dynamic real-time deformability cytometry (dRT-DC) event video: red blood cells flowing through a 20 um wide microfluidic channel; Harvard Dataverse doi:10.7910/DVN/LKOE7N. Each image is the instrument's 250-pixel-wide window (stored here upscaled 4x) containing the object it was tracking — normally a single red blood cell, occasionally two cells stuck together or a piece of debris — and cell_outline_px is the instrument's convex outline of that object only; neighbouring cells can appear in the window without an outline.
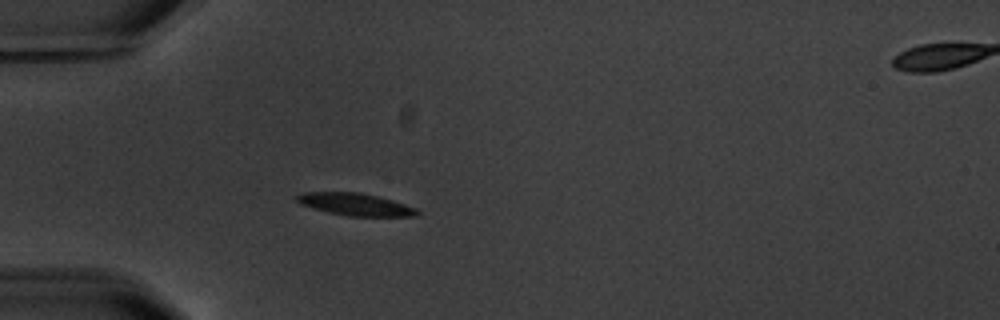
{"species": "common noctule bat (a hibernating species)", "species_latin": "Nyctalus noctula", "temperature_condition": "warm", "stored_images_in_passage": 6, "segment_of_instrument_passage": [1, 2], "camera_frame_rate_fps": 3000, "um_per_image_px": 0.085, "animal": {"sex": "male", "body_mass_g": 20.1, "forearm_length_mm": 53.5}, "frame": {"image": 1, "passage_image": 5, "time_ms": 4.667, "image_size_px": [1000, 320], "cell_outline_px": [[420, 212], [416, 216], [348, 216], [328, 212], [300, 204], [296, 200], [296, 196], [304, 192], [360, 192], [392, 200], [416, 208]], "centroid_in_image_um": [30.2, 17.37], "position_along_channel_um": 54.8, "area_um2": 15.49}}